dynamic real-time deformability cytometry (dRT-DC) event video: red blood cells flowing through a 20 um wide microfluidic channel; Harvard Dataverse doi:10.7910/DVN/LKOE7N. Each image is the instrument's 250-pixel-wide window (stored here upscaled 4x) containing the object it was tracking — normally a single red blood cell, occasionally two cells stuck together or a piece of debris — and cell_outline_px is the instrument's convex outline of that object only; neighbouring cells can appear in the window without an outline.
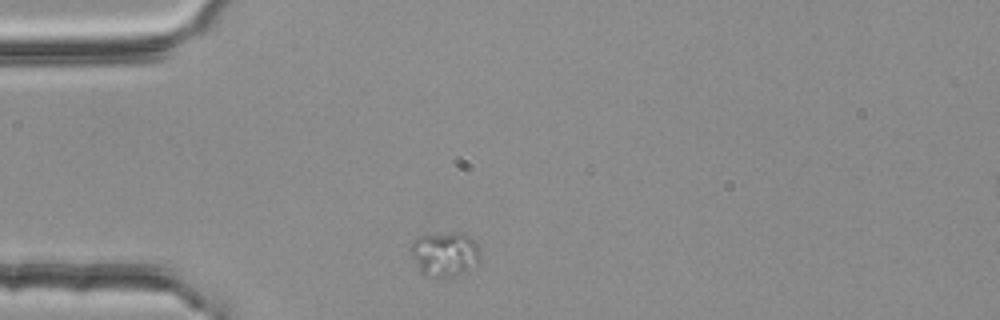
{"species": "common noctule bat (a hibernating species)", "species_latin": "Nyctalus noctula", "temperature_condition": "room temperature", "stored_images_in_passage": 1, "camera_frame_rate_fps": 3000, "um_per_image_px": 0.085, "animal": {"sex": "female", "body_mass_g": 25.1}, "frame": {"image": 1, "passage_image": 1, "time_ms": 0.0, "image_size_px": [1000, 320], "cell_outline_px": [[480, 264], [456, 276], [424, 276], [420, 272], [412, 256], [412, 240], [416, 236], [452, 232], [464, 232], [476, 244], [480, 256]], "centroid_in_image_um": [37.82, 21.59], "position_along_channel_um": 47.2, "area_um2": 18.09}}